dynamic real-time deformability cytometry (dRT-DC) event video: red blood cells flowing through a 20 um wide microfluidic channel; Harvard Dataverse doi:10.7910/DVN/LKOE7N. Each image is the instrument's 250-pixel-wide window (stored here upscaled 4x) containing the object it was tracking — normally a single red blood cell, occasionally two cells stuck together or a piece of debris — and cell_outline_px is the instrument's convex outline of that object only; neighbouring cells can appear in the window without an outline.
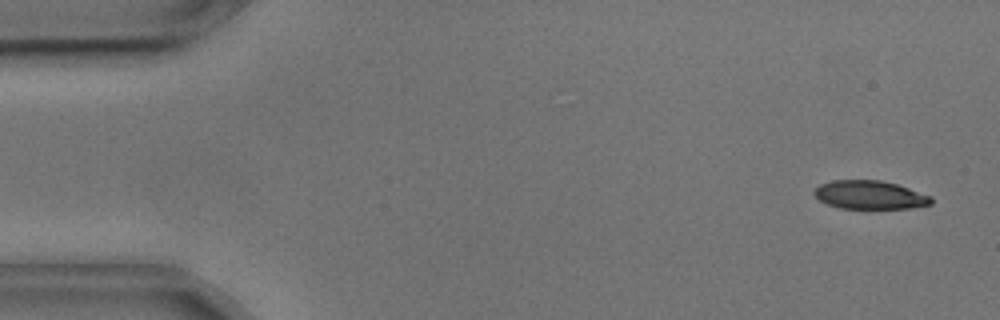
{"species": "common noctule bat (a hibernating species)", "species_latin": "Nyctalus noctula", "temperature_condition": "cold", "stored_images_in_passage": 15, "camera_frame_rate_fps": 3000, "um_per_image_px": 0.085, "animal": {"sex": "male", "body_mass_g": 17.9, "forearm_length_mm": 54.2}, "frame": {"image": 1, "passage_image": 3, "time_ms": 0.667, "image_size_px": [1000, 320], "cell_outline_px": [[932, 204], [908, 208], [840, 208], [828, 204], [820, 200], [812, 192], [820, 184], [832, 180], [880, 180], [896, 184], [932, 196]], "centroid_in_image_um": [73.93, 16.56], "position_along_channel_um": 11.1, "area_um2": 19.25}}